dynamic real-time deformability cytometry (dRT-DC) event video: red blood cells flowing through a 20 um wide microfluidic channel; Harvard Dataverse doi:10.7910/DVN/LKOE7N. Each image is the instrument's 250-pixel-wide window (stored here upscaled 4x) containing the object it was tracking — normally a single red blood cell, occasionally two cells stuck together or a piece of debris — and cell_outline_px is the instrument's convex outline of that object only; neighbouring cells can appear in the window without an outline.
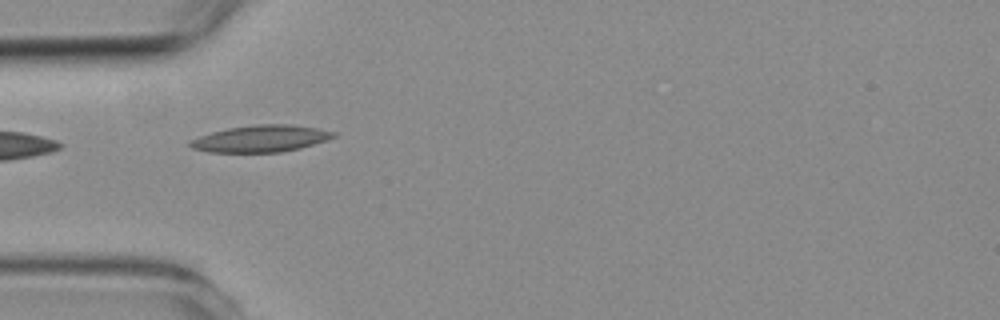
{"species": "common noctule bat (a hibernating species)", "species_latin": "Nyctalus noctula", "temperature_condition": "room temperature", "stored_images_in_passage": 6, "camera_frame_rate_fps": 3000, "um_per_image_px": 0.085, "animal": {"sex": "female", "body_mass_g": 19.3, "forearm_length_mm": 54.1}, "frame": {"image": 1, "passage_image": 4, "time_ms": 3.667, "image_size_px": [1000, 320], "cell_outline_px": [[340, 136], [328, 140], [300, 148], [280, 152], [208, 152], [192, 148], [188, 144], [188, 140], [212, 132], [228, 128], [260, 124], [288, 124], [316, 128], [336, 132]], "centroid_in_image_um": [22.19, 11.78], "position_along_channel_um": 62.8, "area_um2": 22.43}}
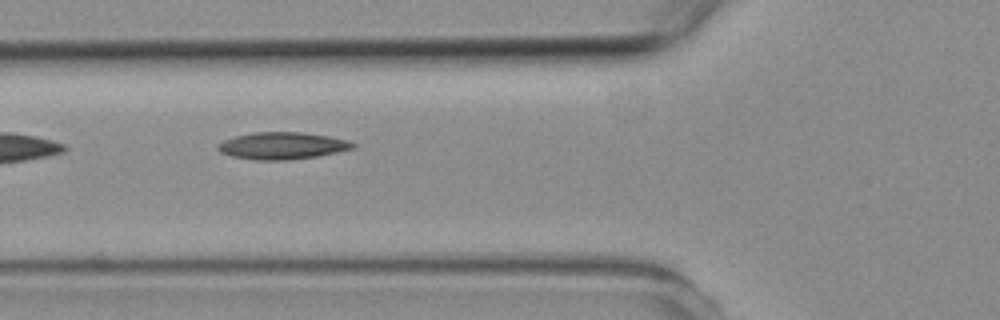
{"frame": {"image": 2, "passage_image": 5, "time_ms": 4.667, "image_size_px": [1000, 320], "cell_outline_px": [[356, 148], [316, 156], [288, 160], [256, 160], [232, 156], [220, 152], [216, 148], [224, 140], [236, 136], [252, 132], [304, 132], [328, 136], [348, 140], [356, 144]], "centroid_in_image_um": [24.01, 12.38], "position_along_channel_um": 101.8, "area_um2": 21.21}}
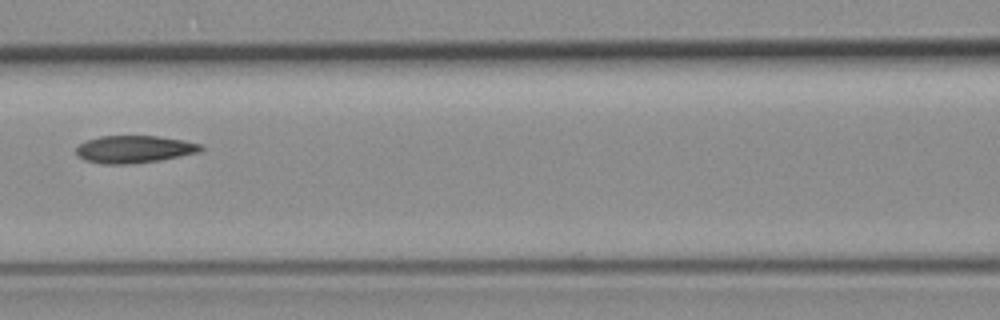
{"frame": {"image": 3, "passage_image": 6, "time_ms": 6.0, "image_size_px": [1000, 320], "cell_outline_px": [[204, 148], [200, 152], [160, 160], [128, 164], [100, 164], [84, 160], [76, 156], [76, 148], [80, 144], [88, 140], [100, 136], [156, 136], [184, 140], [200, 144]], "centroid_in_image_um": [11.39, 12.69], "position_along_channel_um": 155.2, "area_um2": 19.94}}